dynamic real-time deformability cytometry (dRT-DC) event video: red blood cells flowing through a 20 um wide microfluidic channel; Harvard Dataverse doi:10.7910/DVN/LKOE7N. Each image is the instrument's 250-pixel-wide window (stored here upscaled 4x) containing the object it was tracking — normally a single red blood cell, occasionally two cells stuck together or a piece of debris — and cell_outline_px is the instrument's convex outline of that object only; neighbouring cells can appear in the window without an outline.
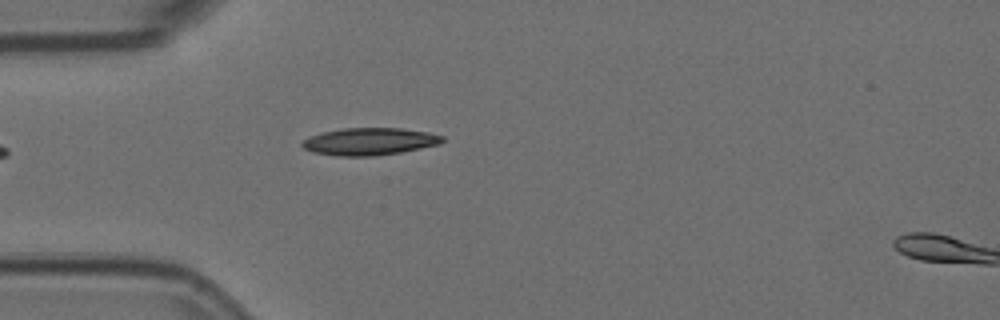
{"species": "Egyptian fruit bat (a non-hibernating species)", "species_latin": "Rousettus aegyptiacus", "temperature_condition": "room temperature", "stored_images_in_passage": 5, "segment_of_instrument_passage": [1, 2], "camera_frame_rate_fps": 3000, "um_per_image_px": 0.085, "animal": {"sex": "female"}, "frame": {"image": 1, "passage_image": 4, "time_ms": 1.0, "image_size_px": [1000, 320], "cell_outline_px": [[444, 140], [440, 144], [400, 152], [376, 156], [336, 156], [312, 152], [304, 148], [300, 144], [304, 140], [320, 132], [344, 128], [400, 128], [428, 132], [444, 136]], "centroid_in_image_um": [31.4, 12.03], "position_along_channel_um": 53.6, "area_um2": 22.31}}